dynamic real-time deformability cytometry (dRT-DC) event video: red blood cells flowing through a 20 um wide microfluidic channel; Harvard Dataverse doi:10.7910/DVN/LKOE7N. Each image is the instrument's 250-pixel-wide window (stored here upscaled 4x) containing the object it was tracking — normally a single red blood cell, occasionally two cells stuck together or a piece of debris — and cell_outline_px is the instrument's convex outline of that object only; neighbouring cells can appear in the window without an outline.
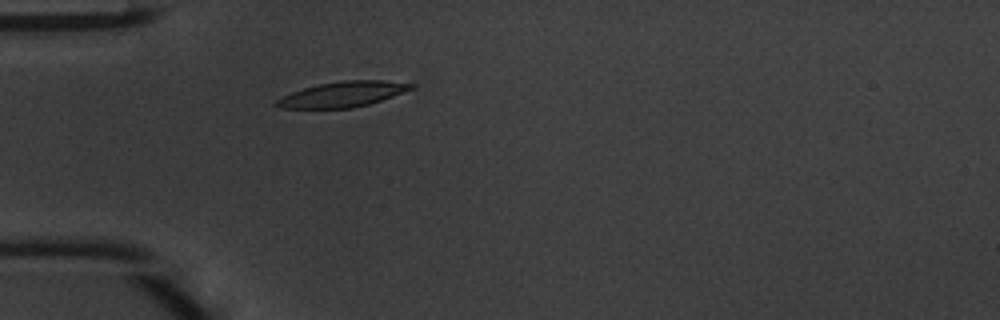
{"species": "common noctule bat (a hibernating species)", "species_latin": "Nyctalus noctula", "temperature_condition": "warm", "stored_images_in_passage": 35, "camera_frame_rate_fps": 3000, "um_per_image_px": 0.085, "animal": {"sex": "male", "body_mass_g": 20.1, "forearm_length_mm": 53.5}, "frame": {"image": 1, "passage_image": 1, "time_ms": 0.0, "image_size_px": [1000, 320], "cell_outline_px": [[416, 84], [412, 88], [392, 96], [368, 104], [352, 108], [280, 108], [272, 104], [276, 100], [292, 92], [304, 88], [320, 84], [340, 80], [384, 80]], "centroid_in_image_um": [29.1, 8.01], "position_along_channel_um": 55.9, "area_um2": 19.65}}
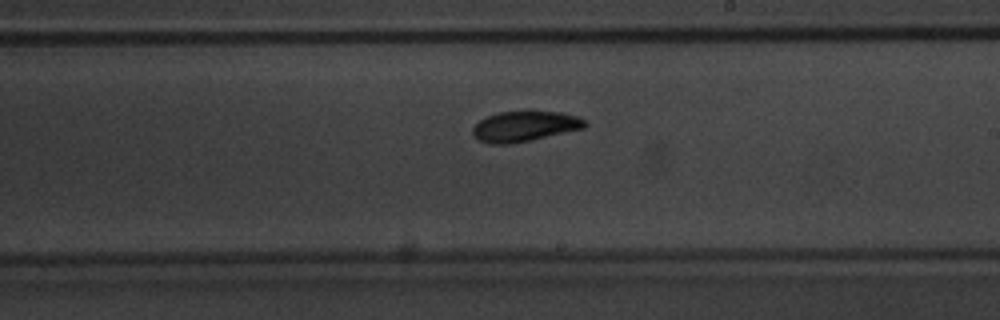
{"frame": {"image": 2, "passage_image": 15, "time_ms": 4.667, "image_size_px": [1000, 320], "cell_outline_px": [[588, 124], [584, 128], [532, 140], [508, 144], [488, 144], [472, 136], [472, 128], [480, 120], [488, 116], [500, 112], [560, 112], [576, 116], [588, 120]], "centroid_in_image_um": [44.6, 10.75], "position_along_channel_um": 244.4, "area_um2": 19.77}}
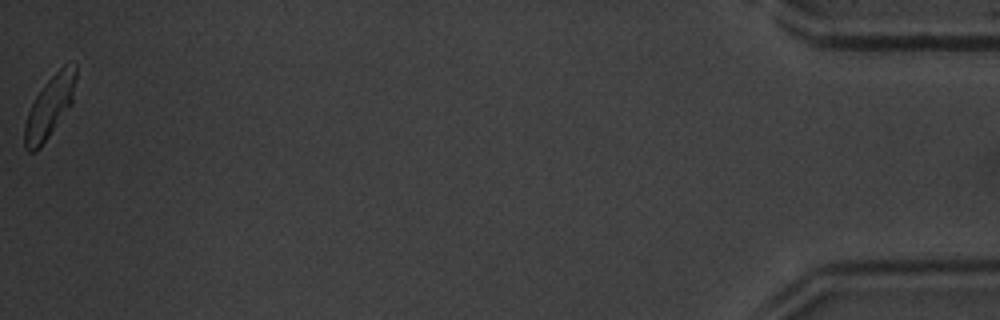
{"frame": {"image": 3, "passage_image": 35, "time_ms": 11.333, "image_size_px": [1000, 320], "cell_outline_px": [[76, 80], [72, 104], [40, 148], [32, 152], [28, 152], [24, 148], [24, 124], [28, 112], [36, 96], [44, 84], [64, 64], [76, 64]], "centroid_in_image_um": [4.21, 9.1], "position_along_channel_um": 431.0, "area_um2": 18.32}, "authors_computed_cell_mechanics": {"area_um2": 19.5364, "velocity_mm_per_s": 4.1887, "shape_relaxation_time_tau1_ms": 2.5302, "shape_relaxation_time_tau2_ms": 2.5712, "deformation_change_tau1": 0.1271, "deformation_change_tau2": 0.0727}}